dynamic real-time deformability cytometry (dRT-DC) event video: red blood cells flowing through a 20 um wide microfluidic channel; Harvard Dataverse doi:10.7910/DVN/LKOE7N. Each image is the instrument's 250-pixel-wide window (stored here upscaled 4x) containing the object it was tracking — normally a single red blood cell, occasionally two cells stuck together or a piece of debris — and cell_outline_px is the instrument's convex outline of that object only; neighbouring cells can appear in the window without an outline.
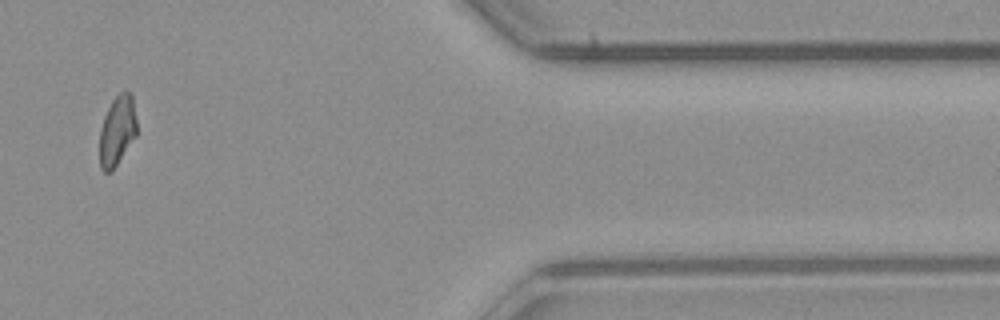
{"species": "common noctule bat (a hibernating species)", "species_latin": "Nyctalus noctula", "temperature_condition": "room temperature", "stored_images_in_passage": 14, "camera_frame_rate_fps": 3000, "um_per_image_px": 0.085, "animal": {"sex": "male", "body_mass_g": 23.1, "forearm_length_mm": 52.7}, "frame": {"image": 1, "passage_image": 12, "time_ms": 3.667, "image_size_px": [1000, 320], "cell_outline_px": [[136, 136], [116, 164], [108, 172], [104, 172], [100, 168], [100, 128], [104, 116], [112, 100], [120, 92], [132, 92], [136, 120]], "centroid_in_image_um": [9.96, 11.07], "position_along_channel_um": 401.4, "area_um2": 14.91}}
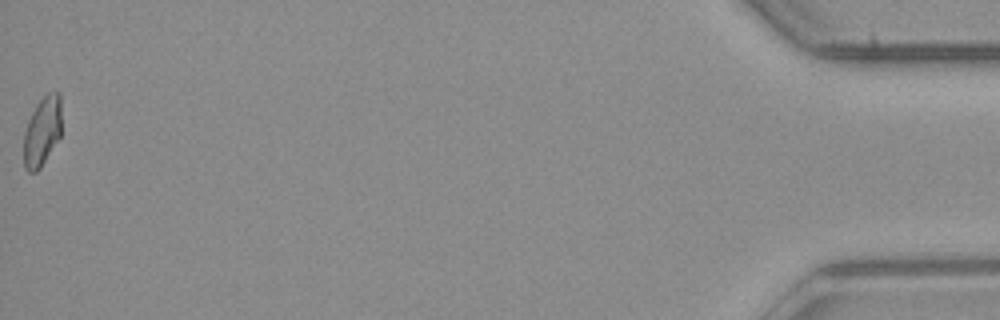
{"frame": {"image": 2, "passage_image": 14, "time_ms": 4.333, "image_size_px": [1000, 320], "cell_outline_px": [[60, 136], [40, 168], [36, 172], [28, 172], [24, 168], [24, 132], [28, 120], [36, 104], [48, 92], [60, 92]], "centroid_in_image_um": [3.57, 11.17], "position_along_channel_um": 431.6, "area_um2": 15.14}}